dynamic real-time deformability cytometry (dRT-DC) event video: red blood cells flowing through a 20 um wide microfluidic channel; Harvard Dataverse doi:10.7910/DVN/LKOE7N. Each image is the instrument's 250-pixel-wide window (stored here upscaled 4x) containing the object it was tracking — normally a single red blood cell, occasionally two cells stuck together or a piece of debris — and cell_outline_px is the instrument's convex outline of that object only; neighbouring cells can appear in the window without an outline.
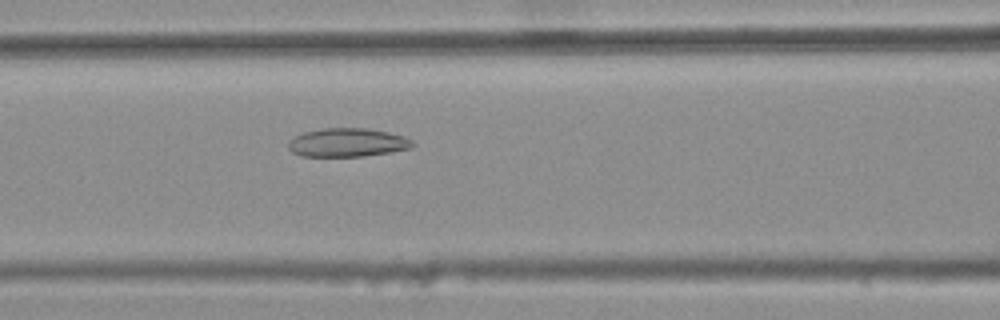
{"species": "common noctule bat (a hibernating species)", "species_latin": "Nyctalus noctula", "temperature_condition": "warm", "stored_images_in_passage": 49, "camera_frame_rate_fps": 3000, "um_per_image_px": 0.085, "animal": {"sex": "female", "body_mass_g": 25.1}, "frame": {"image": 1, "passage_image": 23, "time_ms": 7.333, "image_size_px": [1000, 320], "cell_outline_px": [[416, 144], [412, 148], [392, 152], [364, 156], [300, 156], [292, 152], [288, 148], [288, 140], [304, 132], [324, 128], [368, 128], [388, 132], [404, 136], [412, 140]], "centroid_in_image_um": [29.56, 12.12], "position_along_channel_um": 137.0, "area_um2": 20.87}}
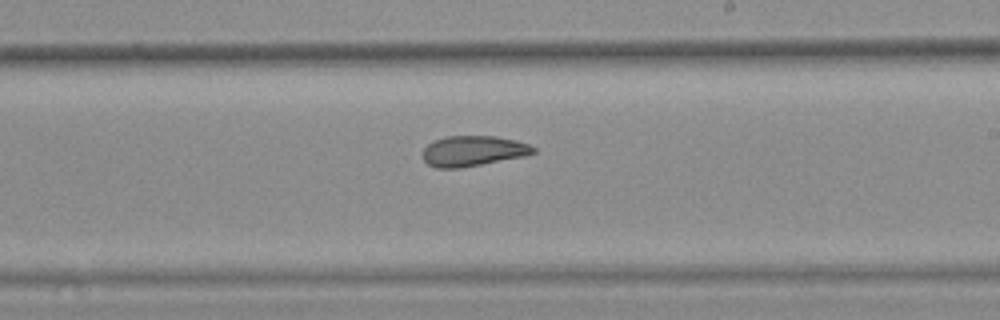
{"frame": {"image": 2, "passage_image": 32, "time_ms": 10.333, "image_size_px": [1000, 320], "cell_outline_px": [[536, 152], [524, 156], [460, 168], [436, 168], [428, 164], [424, 160], [424, 148], [432, 140], [448, 136], [496, 136], [528, 144], [536, 148]], "centroid_in_image_um": [40.19, 12.83], "position_along_channel_um": 248.8, "area_um2": 19.42}}
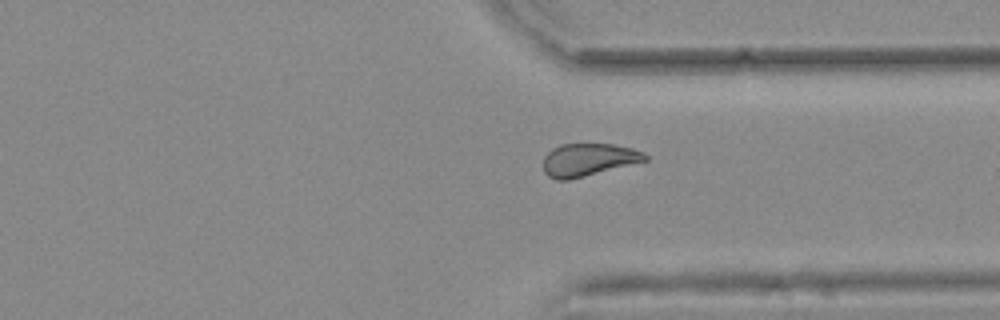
{"frame": {"image": 3, "passage_image": 41, "time_ms": 13.333, "image_size_px": [1000, 320], "cell_outline_px": [[648, 160], [568, 180], [556, 180], [548, 176], [544, 172], [544, 156], [552, 148], [560, 144], [612, 144], [632, 148], [644, 152], [648, 156]], "centroid_in_image_um": [50.0, 13.57], "position_along_channel_um": 361.4, "area_um2": 19.31}, "authors_computed_cell_mechanics": {"area_um2": 20.519, "velocity_mm_per_s": 3.7331, "shape_relaxation_time_tau1_ms": null, "shape_relaxation_time_tau2_ms": 4.2917, "deformation_change_tau1": null, "deformation_change_tau2": 0.1187}}